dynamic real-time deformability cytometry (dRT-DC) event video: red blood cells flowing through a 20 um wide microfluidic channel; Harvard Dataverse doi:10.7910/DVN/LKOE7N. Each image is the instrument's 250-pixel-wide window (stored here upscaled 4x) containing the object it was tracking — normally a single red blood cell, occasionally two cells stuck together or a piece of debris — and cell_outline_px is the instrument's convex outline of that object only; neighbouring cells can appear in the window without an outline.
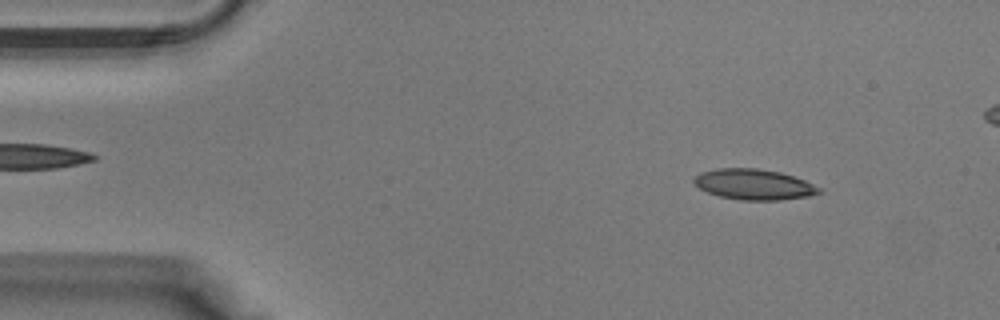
{"species": "Egyptian fruit bat (a non-hibernating species)", "species_latin": "Rousettus aegyptiacus", "temperature_condition": "warm", "stored_images_in_passage": 36, "camera_frame_rate_fps": 3000, "um_per_image_px": 0.085, "animal": {"sex": "male"}, "frame": {"image": 1, "passage_image": 4, "time_ms": 1.0, "image_size_px": [1000, 320], "cell_outline_px": [[824, 192], [808, 196], [780, 200], [740, 200], [720, 196], [708, 192], [700, 188], [692, 180], [700, 172], [716, 168], [756, 168], [780, 172], [804, 180], [820, 188]], "centroid_in_image_um": [64.08, 15.67], "position_along_channel_um": 20.9, "area_um2": 22.2}}
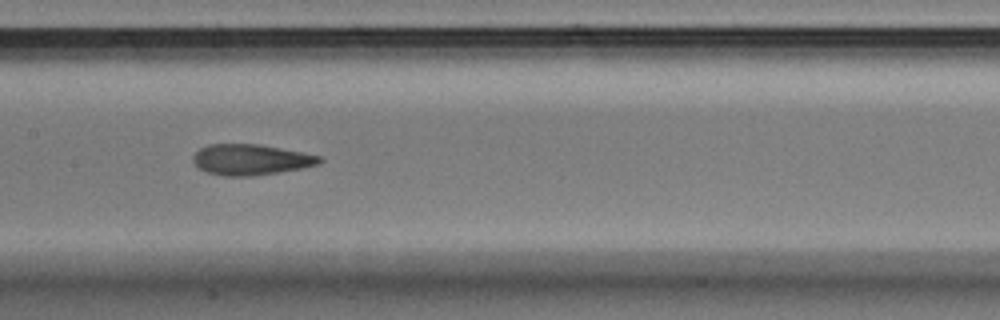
{"frame": {"image": 2, "passage_image": 18, "time_ms": 5.667, "image_size_px": [1000, 320], "cell_outline_px": [[324, 160], [320, 164], [300, 168], [252, 176], [224, 176], [208, 172], [200, 168], [192, 160], [192, 156], [200, 148], [208, 144], [260, 144], [320, 156]], "centroid_in_image_um": [21.3, 13.56], "position_along_channel_um": 186.1, "area_um2": 22.43}}
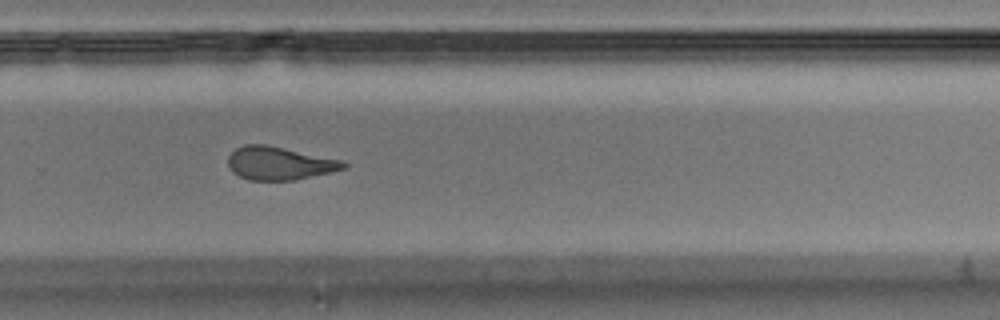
{"frame": {"image": 3, "passage_image": 25, "time_ms": 8.0, "image_size_px": [1000, 320], "cell_outline_px": [[348, 164], [344, 168], [296, 180], [248, 180], [232, 172], [228, 168], [228, 156], [236, 148], [244, 144], [268, 144], [344, 160]], "centroid_in_image_um": [23.73, 13.86], "position_along_channel_um": 306.1, "area_um2": 22.48}}